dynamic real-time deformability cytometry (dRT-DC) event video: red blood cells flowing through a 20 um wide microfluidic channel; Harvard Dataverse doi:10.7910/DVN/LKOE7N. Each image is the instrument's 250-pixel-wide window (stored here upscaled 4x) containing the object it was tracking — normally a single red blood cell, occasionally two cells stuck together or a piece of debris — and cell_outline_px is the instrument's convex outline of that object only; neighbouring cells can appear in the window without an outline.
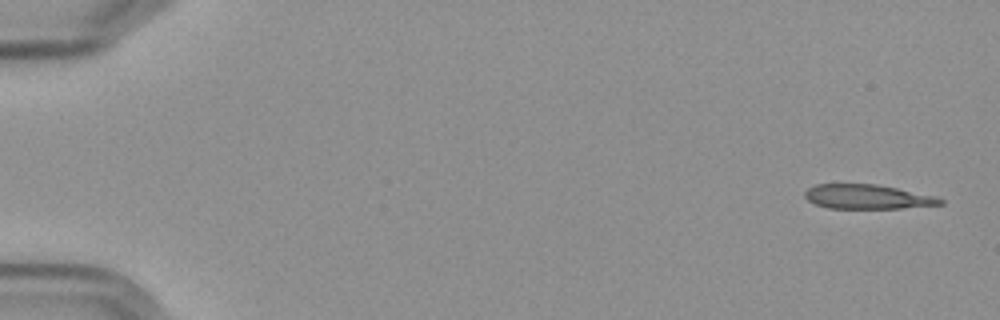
{"species": "Egyptian fruit bat (a non-hibernating species)", "species_latin": "Rousettus aegyptiacus", "temperature_condition": "cold", "stored_images_in_passage": 5, "camera_frame_rate_fps": 3000, "um_per_image_px": 0.085, "frame": {"image": 1, "passage_image": 1, "time_ms": 0.0, "image_size_px": [1000, 320], "cell_outline_px": [[944, 204], [900, 208], [828, 208], [816, 204], [808, 200], [804, 196], [804, 192], [808, 188], [816, 184], [876, 184], [936, 196], [944, 200]], "centroid_in_image_um": [73.72, 16.72], "position_along_channel_um": 11.3, "area_um2": 19.13}}